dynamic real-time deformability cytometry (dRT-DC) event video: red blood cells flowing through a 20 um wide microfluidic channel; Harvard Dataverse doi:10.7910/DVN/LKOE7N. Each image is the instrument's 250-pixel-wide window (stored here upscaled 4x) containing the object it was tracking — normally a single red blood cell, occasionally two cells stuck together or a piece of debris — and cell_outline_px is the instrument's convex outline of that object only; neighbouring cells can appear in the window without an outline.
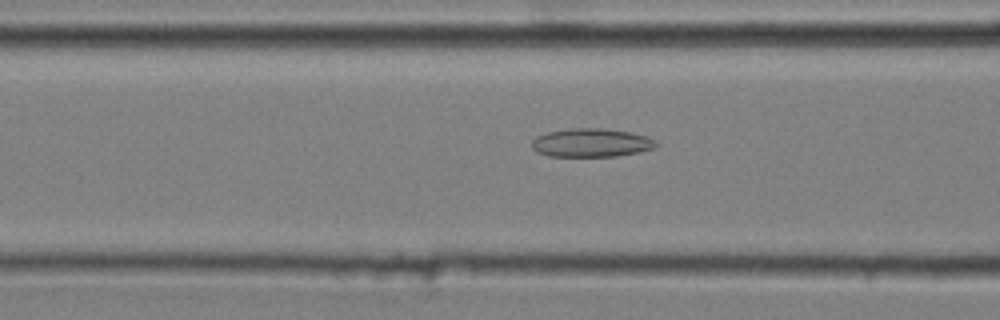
{"species": "common noctule bat (a hibernating species)", "species_latin": "Nyctalus noctula", "temperature_condition": "cold", "stored_images_in_passage": 50, "camera_frame_rate_fps": 3000, "um_per_image_px": 0.085, "animal": {"sex": "male", "body_mass_g": 20.4}, "frame": {"image": 1, "passage_image": 21, "time_ms": 6.667, "image_size_px": [1000, 320], "cell_outline_px": [[660, 144], [652, 148], [640, 152], [616, 156], [548, 156], [536, 152], [532, 148], [532, 140], [536, 136], [548, 132], [568, 128], [604, 128], [628, 132], [648, 136], [656, 140]], "centroid_in_image_um": [50.26, 12.13], "position_along_channel_um": 116.3, "area_um2": 20.81}}
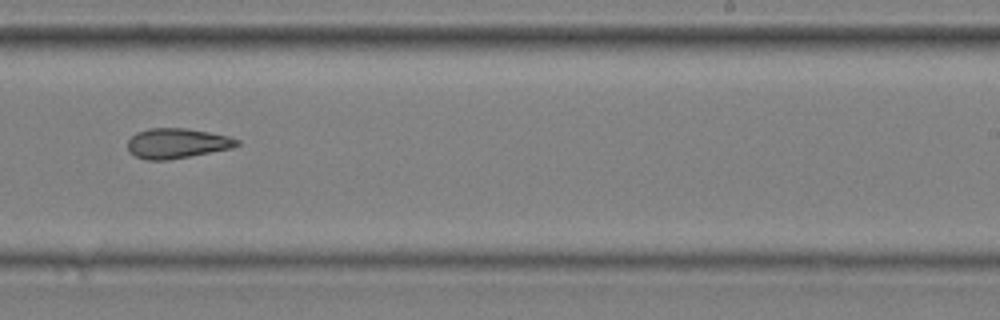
{"frame": {"image": 2, "passage_image": 34, "time_ms": 11.0, "image_size_px": [1000, 320], "cell_outline_px": [[240, 144], [232, 148], [168, 160], [144, 160], [128, 152], [128, 140], [136, 132], [148, 128], [188, 128], [228, 136], [240, 140]], "centroid_in_image_um": [15.02, 12.18], "position_along_channel_um": 274.0, "area_um2": 19.19}}
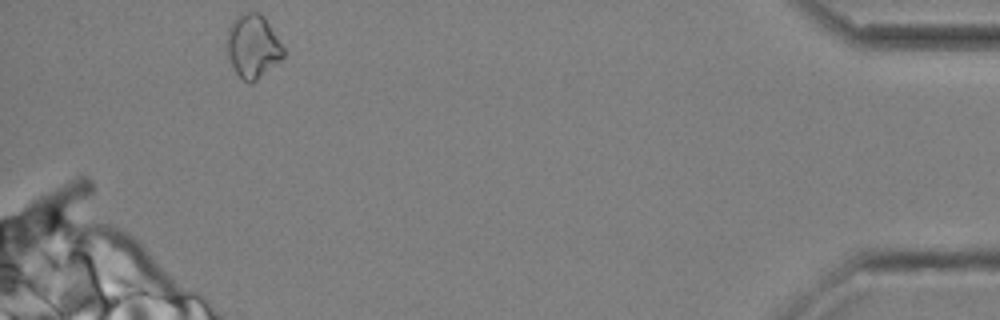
{"frame": {"image": 3, "passage_image": 50, "time_ms": 16.333, "image_size_px": [1000, 320], "cell_outline_px": [[284, 56], [280, 60], [252, 84], [248, 84], [232, 68], [224, 44], [224, 40], [228, 28], [232, 20], [236, 16], [244, 12], [260, 12], [264, 16], [284, 48]], "centroid_in_image_um": [21.44, 3.92], "position_along_channel_um": 413.8, "area_um2": 21.27}}